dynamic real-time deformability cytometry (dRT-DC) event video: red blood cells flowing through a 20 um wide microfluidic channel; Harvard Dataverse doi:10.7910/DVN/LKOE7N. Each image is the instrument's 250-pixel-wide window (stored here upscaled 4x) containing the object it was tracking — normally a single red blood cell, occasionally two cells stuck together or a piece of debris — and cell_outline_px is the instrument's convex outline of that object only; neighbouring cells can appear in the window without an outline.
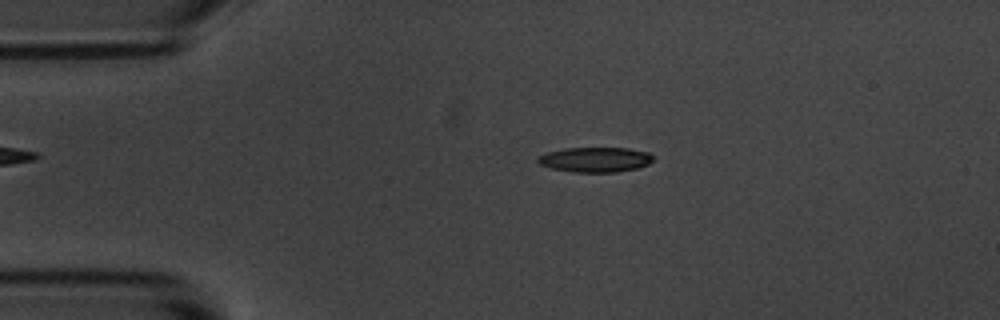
{"species": "common noctule bat (a hibernating species)", "species_latin": "Nyctalus noctula", "temperature_condition": "room temperature", "stored_images_in_passage": 54, "camera_frame_rate_fps": 3000, "um_per_image_px": 0.085, "animal": {"sex": "male", "body_mass_g": 20.1, "forearm_length_mm": 53.5}, "frame": {"image": 1, "passage_image": 11, "time_ms": 3.333, "image_size_px": [1000, 320], "cell_outline_px": [[652, 160], [648, 164], [636, 168], [616, 172], [572, 172], [552, 168], [540, 164], [536, 160], [536, 156], [548, 152], [564, 148], [628, 148], [648, 152], [652, 156]], "centroid_in_image_um": [50.56, 13.56], "position_along_channel_um": 34.4, "area_um2": 16.7}}
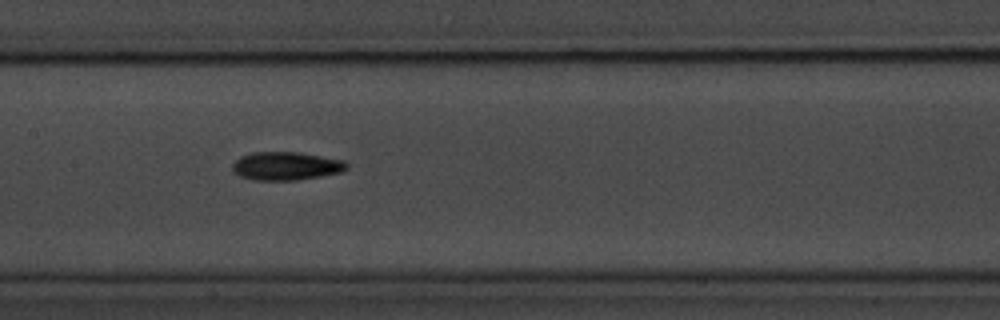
{"frame": {"image": 2, "passage_image": 26, "time_ms": 8.333, "image_size_px": [1000, 320], "cell_outline_px": [[348, 168], [340, 172], [320, 176], [296, 180], [252, 180], [240, 176], [232, 172], [232, 164], [240, 156], [252, 152], [300, 152], [344, 160], [348, 164]], "centroid_in_image_um": [24.29, 14.1], "position_along_channel_um": 183.1, "area_um2": 18.96}}
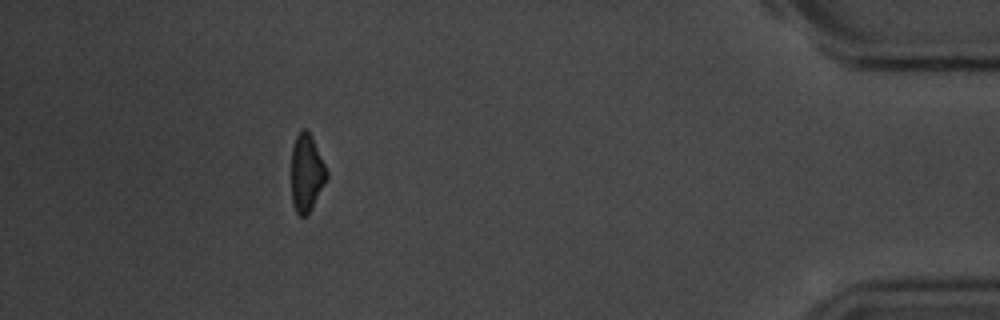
{"frame": {"image": 3, "passage_image": 49, "time_ms": 16.0, "image_size_px": [1000, 320], "cell_outline_px": [[328, 176], [312, 208], [304, 216], [300, 216], [296, 212], [292, 204], [292, 148], [296, 136], [300, 128], [304, 128], [312, 136], [328, 172]], "centroid_in_image_um": [26.05, 14.68], "position_along_channel_um": 409.1, "area_um2": 15.84}, "authors_computed_cell_mechanics": {"area_um2": 17.2533, "velocity_mm_per_s": 3.6897, "shape_relaxation_time_tau1_ms": 3.1957, "shape_relaxation_time_tau2_ms": 9.9118, "deformation_change_tau1": 0.1449, "deformation_change_tau2": 0.1927}}